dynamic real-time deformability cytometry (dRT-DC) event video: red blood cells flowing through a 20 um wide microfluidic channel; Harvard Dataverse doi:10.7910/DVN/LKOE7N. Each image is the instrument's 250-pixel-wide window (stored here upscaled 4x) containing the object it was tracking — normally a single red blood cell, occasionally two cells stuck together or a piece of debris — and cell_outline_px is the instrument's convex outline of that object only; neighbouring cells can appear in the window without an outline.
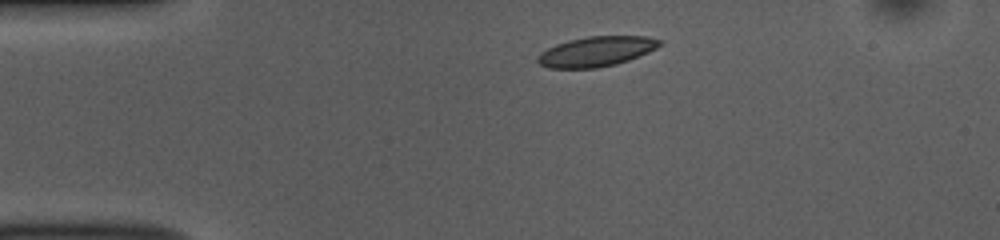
{"species": "common noctule bat (a hibernating species)", "species_latin": "Nyctalus noctula", "temperature_condition": "room temperature", "stored_images_in_passage": 44, "camera_frame_rate_fps": 3000, "um_per_image_px": 0.085, "animal": {"sex": "female", "body_mass_g": 10.0, "forearm_length_mm": 53.1}, "frame": {"image": 1, "passage_image": 1, "time_ms": 0.0, "image_size_px": [1000, 240], "cell_outline_px": [[664, 40], [656, 48], [648, 52], [628, 60], [616, 64], [596, 68], [548, 68], [540, 64], [536, 60], [536, 56], [540, 52], [556, 44], [568, 40], [588, 36], [648, 36]], "centroid_in_image_um": [50.67, 4.37], "position_along_channel_um": 34.3, "area_um2": 21.39}}
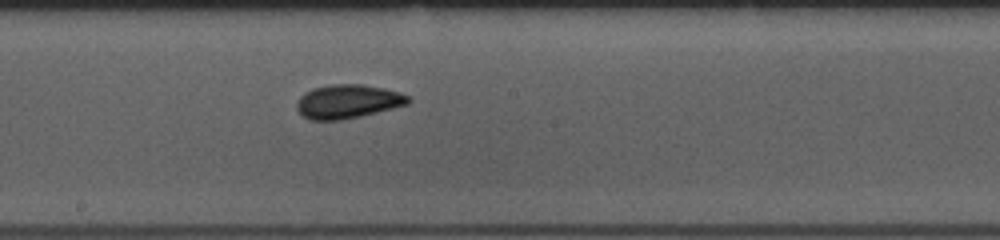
{"frame": {"image": 2, "passage_image": 19, "time_ms": 6.0, "image_size_px": [1000, 240], "cell_outline_px": [[412, 100], [408, 104], [360, 116], [340, 120], [308, 120], [296, 108], [296, 104], [300, 96], [304, 92], [312, 88], [332, 84], [360, 84], [384, 88], [400, 92], [408, 96]], "centroid_in_image_um": [29.55, 8.62], "position_along_channel_um": 218.7, "area_um2": 21.96}}
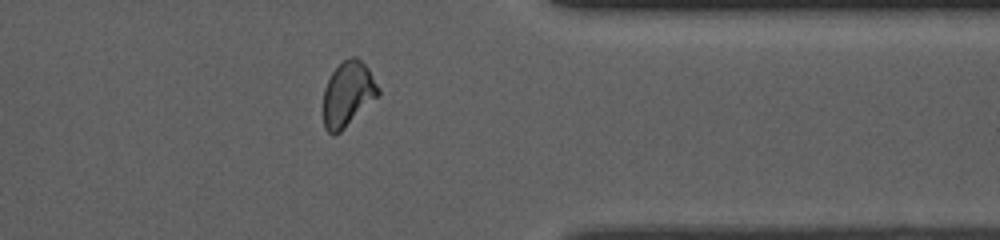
{"frame": {"image": 3, "passage_image": 33, "time_ms": 10.667, "image_size_px": [1000, 240], "cell_outline_px": [[380, 96], [340, 132], [332, 136], [324, 128], [324, 88], [332, 72], [344, 60], [352, 56], [356, 56], [368, 68], [380, 88]], "centroid_in_image_um": [29.59, 8.01], "position_along_channel_um": 381.8, "area_um2": 20.87}, "authors_computed_cell_mechanics": {"area_um2": 21.2415, "velocity_mm_per_s": 3.7204, "shape_relaxation_time_tau1_ms": 2.6127, "shape_relaxation_time_tau2_ms": 2.0686, "deformation_change_tau1": 0.0909, "deformation_change_tau2": 0.0653}}